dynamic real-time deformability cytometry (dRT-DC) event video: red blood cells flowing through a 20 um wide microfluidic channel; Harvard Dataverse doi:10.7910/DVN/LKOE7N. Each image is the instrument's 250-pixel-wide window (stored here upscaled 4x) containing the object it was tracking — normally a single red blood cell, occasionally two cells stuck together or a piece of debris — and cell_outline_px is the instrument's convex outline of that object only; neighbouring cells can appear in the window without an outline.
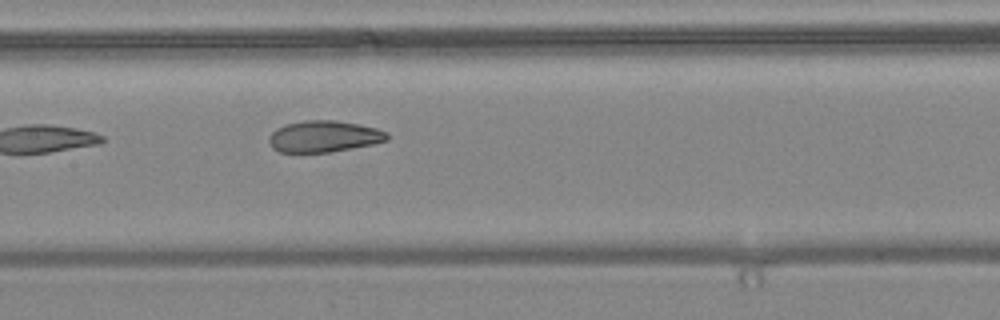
{"species": "common noctule bat (a hibernating species)", "species_latin": "Nyctalus noctula", "temperature_condition": "warm", "stored_images_in_passage": 7, "camera_frame_rate_fps": 3000, "um_per_image_px": 0.085, "animal": {"sex": "female", "body_mass_g": 24.6, "forearm_length_mm": 56.2}, "frame": {"image": 1, "passage_image": 7, "time_ms": 2.0, "image_size_px": [1000, 320], "cell_outline_px": [[388, 140], [372, 144], [328, 152], [280, 152], [272, 148], [268, 140], [268, 136], [276, 128], [284, 124], [304, 120], [336, 120], [360, 124], [376, 128], [388, 132]], "centroid_in_image_um": [27.51, 11.58], "position_along_channel_um": 179.9, "area_um2": 21.73}}